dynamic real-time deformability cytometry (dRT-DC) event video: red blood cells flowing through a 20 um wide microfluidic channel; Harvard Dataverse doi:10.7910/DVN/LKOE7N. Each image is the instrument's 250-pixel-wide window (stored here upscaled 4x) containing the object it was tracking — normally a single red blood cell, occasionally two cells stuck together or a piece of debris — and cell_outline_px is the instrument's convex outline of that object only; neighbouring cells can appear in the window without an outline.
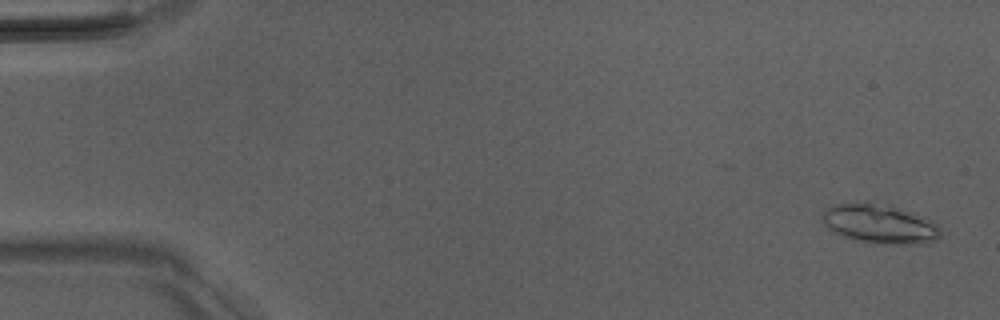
{"species": "Egyptian fruit bat (a non-hibernating species)", "species_latin": "Rousettus aegyptiacus", "temperature_condition": "room temperature", "stored_images_in_passage": 5, "camera_frame_rate_fps": 3000, "um_per_image_px": 0.085, "animal": {"sex": "male"}, "frame": {"image": 1, "passage_image": 1, "time_ms": 0.0, "image_size_px": [1000, 320], "cell_outline_px": [[944, 236], [936, 240], [924, 244], [876, 244], [856, 240], [844, 236], [828, 228], [824, 224], [820, 216], [832, 204], [864, 200], [872, 200], [912, 212], [924, 216], [932, 220], [940, 228]], "centroid_in_image_um": [74.8, 19.01], "position_along_channel_um": 10.2, "area_um2": 27.86}}